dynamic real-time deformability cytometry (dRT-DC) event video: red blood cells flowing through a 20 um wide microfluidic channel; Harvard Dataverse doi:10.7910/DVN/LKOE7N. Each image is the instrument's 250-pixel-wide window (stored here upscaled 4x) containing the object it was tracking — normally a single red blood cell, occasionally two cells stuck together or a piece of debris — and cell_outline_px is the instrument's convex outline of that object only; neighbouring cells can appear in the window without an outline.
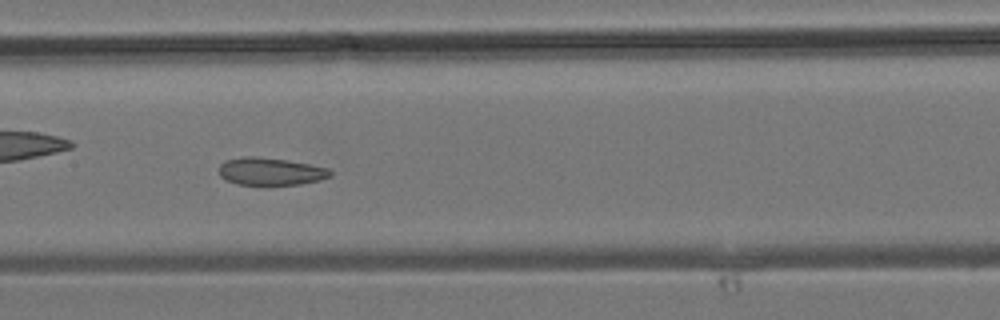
{"species": "common noctule bat (a hibernating species)", "species_latin": "Nyctalus noctula", "temperature_condition": "room temperature", "stored_images_in_passage": 27, "camera_frame_rate_fps": 3000, "um_per_image_px": 0.085, "animal": {"sex": "male", "body_mass_g": 19.2, "forearm_length_mm": 51.8}, "frame": {"image": 1, "passage_image": 8, "time_ms": 2.333, "image_size_px": [1000, 320], "cell_outline_px": [[332, 176], [320, 180], [300, 184], [236, 184], [224, 180], [220, 176], [220, 164], [224, 160], [244, 156], [256, 156], [288, 160], [328, 168], [332, 172]], "centroid_in_image_um": [22.98, 14.56], "position_along_channel_um": 184.4, "area_um2": 17.86}}